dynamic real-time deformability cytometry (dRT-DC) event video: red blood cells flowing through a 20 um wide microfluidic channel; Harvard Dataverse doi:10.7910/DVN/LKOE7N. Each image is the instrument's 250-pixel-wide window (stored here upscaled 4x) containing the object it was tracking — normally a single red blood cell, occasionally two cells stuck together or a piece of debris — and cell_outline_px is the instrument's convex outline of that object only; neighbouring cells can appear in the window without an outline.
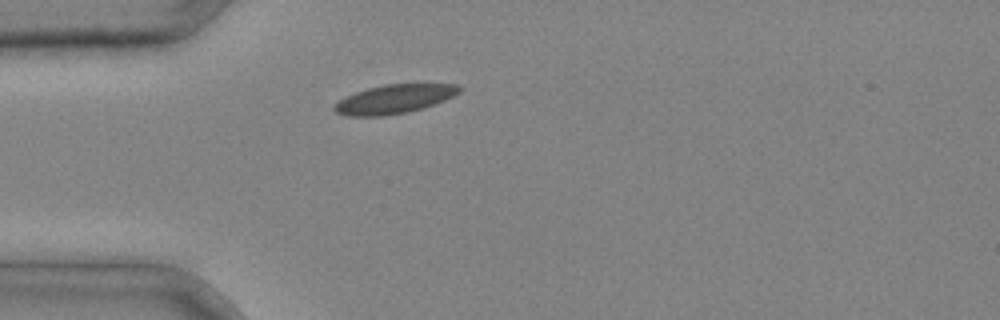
{"species": "common noctule bat (a hibernating species)", "species_latin": "Nyctalus noctula", "temperature_condition": "cold", "stored_images_in_passage": 1, "camera_frame_rate_fps": 3000, "um_per_image_px": 0.085, "animal": {"sex": "male", "body_mass_g": 20.4}, "frame": {"image": 1, "passage_image": 1, "time_ms": 0.0, "image_size_px": [1000, 320], "cell_outline_px": [[464, 88], [460, 92], [444, 100], [424, 108], [408, 112], [384, 116], [348, 116], [336, 112], [332, 108], [340, 100], [356, 92], [368, 88], [384, 84], [456, 84]], "centroid_in_image_um": [33.54, 8.42], "position_along_channel_um": 51.5, "area_um2": 20.92}}